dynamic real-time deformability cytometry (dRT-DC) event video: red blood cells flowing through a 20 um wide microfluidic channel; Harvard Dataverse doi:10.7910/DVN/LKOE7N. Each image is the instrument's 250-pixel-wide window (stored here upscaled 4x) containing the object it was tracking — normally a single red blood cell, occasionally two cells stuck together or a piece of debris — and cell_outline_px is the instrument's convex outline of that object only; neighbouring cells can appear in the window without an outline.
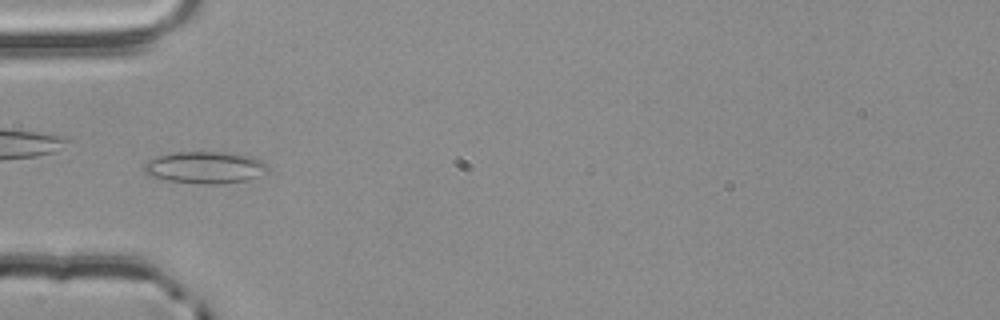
{"species": "common noctule bat (a hibernating species)", "species_latin": "Nyctalus noctula", "temperature_condition": "room temperature", "stored_images_in_passage": 38, "camera_frame_rate_fps": 3000, "um_per_image_px": 0.085, "animal": {"sex": "male", "body_mass_g": 20.4}, "frame": {"image": 1, "passage_image": 2, "time_ms": 0.333, "image_size_px": [1000, 320], "cell_outline_px": [[268, 172], [248, 180], [220, 184], [208, 184], [168, 180], [148, 176], [144, 172], [144, 164], [148, 160], [156, 156], [176, 152], [228, 152], [248, 156], [264, 160], [268, 164]], "centroid_in_image_um": [17.45, 14.23], "position_along_channel_um": 67.5, "area_um2": 23.18}}
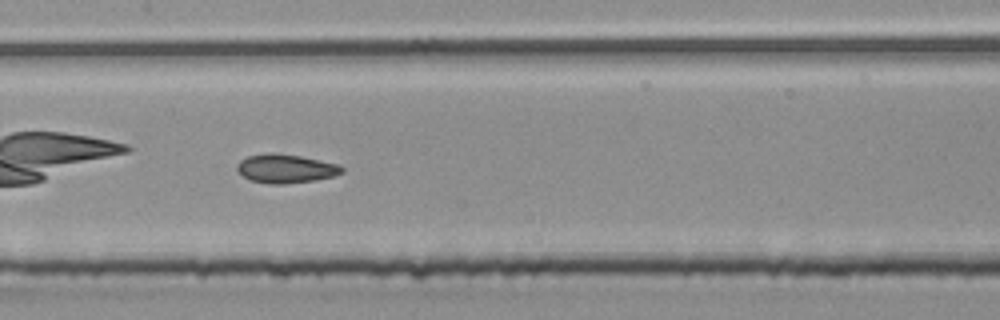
{"frame": {"image": 2, "passage_image": 11, "time_ms": 3.333, "image_size_px": [1000, 320], "cell_outline_px": [[344, 172], [332, 176], [312, 180], [284, 184], [272, 184], [252, 180], [244, 176], [236, 168], [236, 164], [240, 160], [248, 156], [268, 152], [272, 152], [300, 156], [320, 160], [336, 164], [344, 168]], "centroid_in_image_um": [24.26, 14.31], "position_along_channel_um": 183.1, "area_um2": 17.34}}
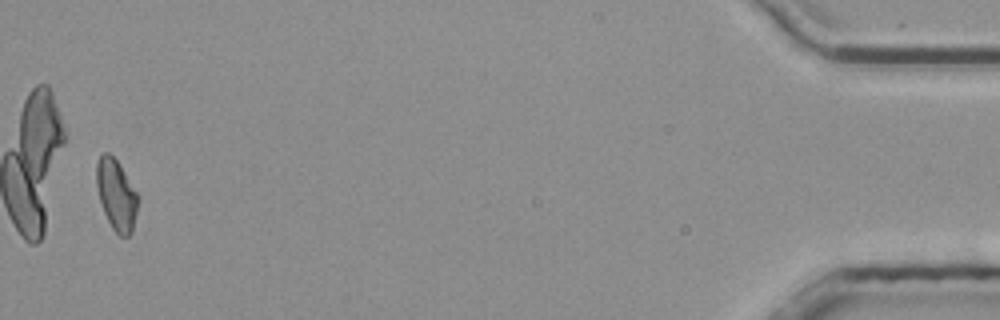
{"frame": {"image": 3, "passage_image": 37, "time_ms": 12.0, "image_size_px": [1000, 320], "cell_outline_px": [[136, 212], [132, 232], [128, 236], [120, 236], [112, 228], [104, 212], [100, 200], [96, 184], [96, 164], [100, 156], [104, 152], [108, 152], [120, 164], [136, 192]], "centroid_in_image_um": [9.86, 16.54], "position_along_channel_um": 425.3, "area_um2": 16.7}, "authors_computed_cell_mechanics": {"area_um2": 16.9354, "velocity_mm_per_s": 3.864, "shape_relaxation_time_tau1_ms": null, "shape_relaxation_time_tau2_ms": 2.0012, "deformation_change_tau1": null, "deformation_change_tau2": 0.0802}}